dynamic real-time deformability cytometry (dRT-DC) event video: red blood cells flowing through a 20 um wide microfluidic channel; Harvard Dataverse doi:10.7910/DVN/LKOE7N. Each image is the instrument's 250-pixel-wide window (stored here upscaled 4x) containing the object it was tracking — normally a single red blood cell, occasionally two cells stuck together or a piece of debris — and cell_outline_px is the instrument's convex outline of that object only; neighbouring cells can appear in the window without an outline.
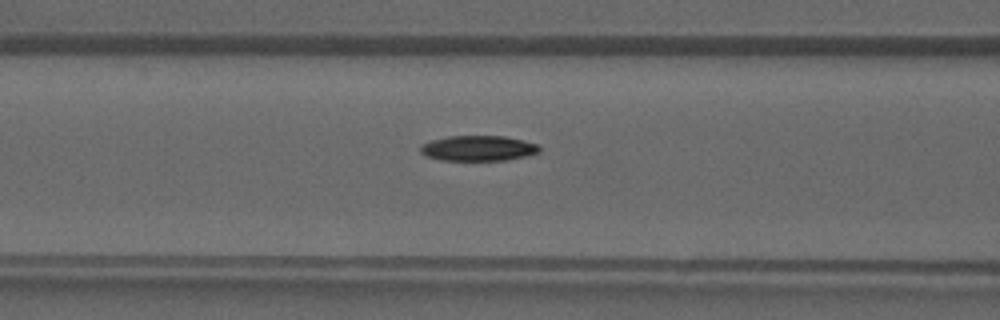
{"species": "common noctule bat (a hibernating species)", "species_latin": "Nyctalus noctula", "temperature_condition": "warm", "stored_images_in_passage": 18, "camera_frame_rate_fps": 3000, "um_per_image_px": 0.085, "animal": {"sex": "male", "forearm_length_mm": 52.5}, "frame": {"image": 1, "passage_image": 4, "time_ms": 1.0, "image_size_px": [1000, 320], "cell_outline_px": [[540, 152], [528, 156], [508, 160], [440, 160], [424, 156], [420, 152], [420, 144], [432, 140], [448, 136], [504, 136], [524, 140], [536, 144], [540, 148]], "centroid_in_image_um": [40.64, 12.6], "position_along_channel_um": 126.0, "area_um2": 17.74}}
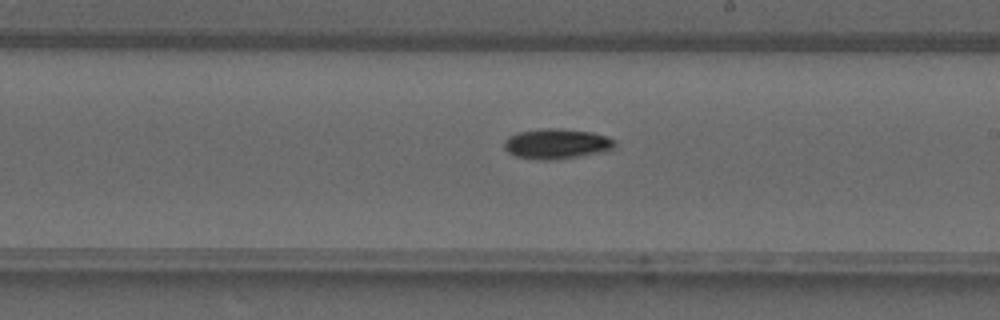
{"frame": {"image": 2, "passage_image": 11, "time_ms": 3.333, "image_size_px": [1000, 320], "cell_outline_px": [[616, 144], [612, 148], [604, 152], [580, 156], [552, 160], [536, 160], [516, 156], [508, 152], [504, 148], [504, 140], [508, 136], [516, 132], [544, 128], [560, 128], [592, 132], [608, 136]], "centroid_in_image_um": [47.28, 12.22], "position_along_channel_um": 241.7, "area_um2": 19.65}}
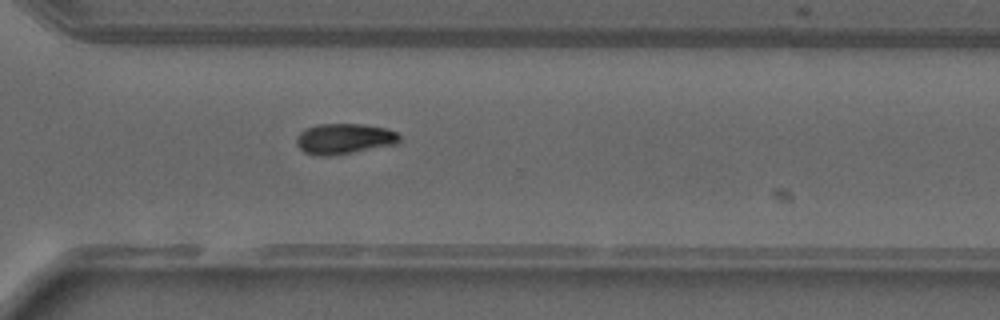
{"frame": {"image": 3, "passage_image": 17, "time_ms": 5.333, "image_size_px": [1000, 320], "cell_outline_px": [[400, 140], [396, 144], [352, 152], [328, 156], [316, 156], [304, 152], [296, 144], [296, 136], [300, 132], [316, 124], [360, 124], [388, 128], [396, 132], [400, 136]], "centroid_in_image_um": [29.24, 11.79], "position_along_channel_um": 341.4, "area_um2": 18.32}}